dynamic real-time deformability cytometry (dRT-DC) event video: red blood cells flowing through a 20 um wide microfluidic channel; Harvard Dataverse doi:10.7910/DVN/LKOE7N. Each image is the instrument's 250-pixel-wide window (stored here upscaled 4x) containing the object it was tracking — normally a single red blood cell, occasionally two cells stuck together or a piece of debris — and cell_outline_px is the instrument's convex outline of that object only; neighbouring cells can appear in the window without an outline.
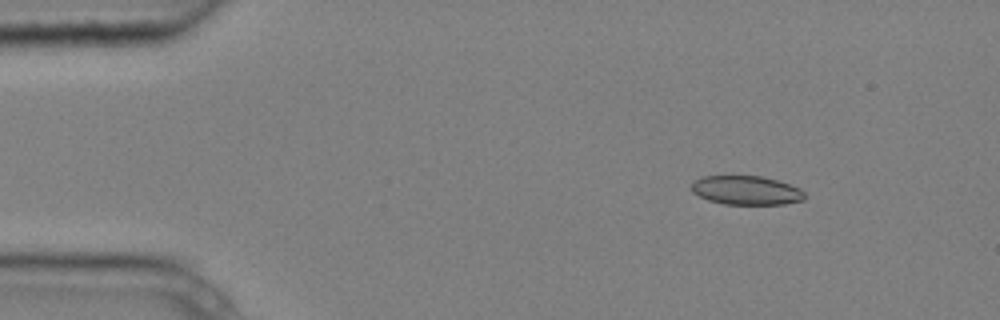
{"species": "common noctule bat (a hibernating species)", "species_latin": "Nyctalus noctula", "temperature_condition": "cold", "stored_images_in_passage": 4, "camera_frame_rate_fps": 3000, "um_per_image_px": 0.085, "animal": {"sex": "male", "body_mass_g": 20.4}, "frame": {"image": 1, "passage_image": 2, "time_ms": 0.333, "image_size_px": [1000, 320], "cell_outline_px": [[804, 200], [784, 204], [724, 204], [708, 200], [692, 192], [692, 180], [700, 176], [760, 176], [776, 180], [800, 188], [804, 192]], "centroid_in_image_um": [63.4, 16.17], "position_along_channel_um": 21.6, "area_um2": 19.07}}